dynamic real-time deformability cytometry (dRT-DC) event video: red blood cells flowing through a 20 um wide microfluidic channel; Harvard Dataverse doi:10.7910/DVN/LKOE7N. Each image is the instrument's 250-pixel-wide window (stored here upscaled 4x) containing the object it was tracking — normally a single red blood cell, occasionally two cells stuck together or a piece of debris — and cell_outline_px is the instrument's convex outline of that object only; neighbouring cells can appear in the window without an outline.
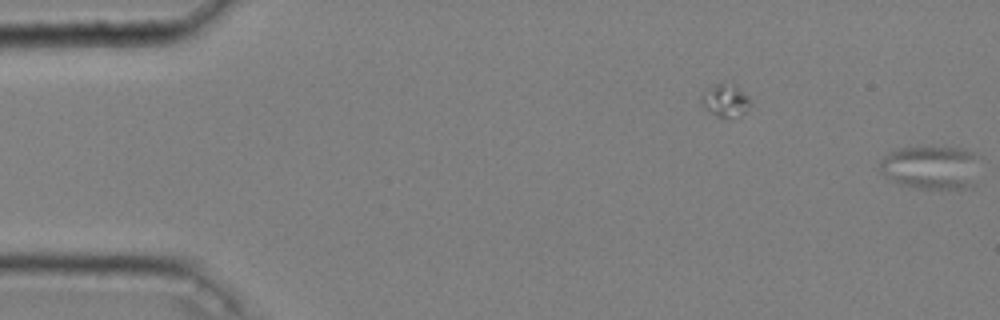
{"species": "common noctule bat (a hibernating species)", "species_latin": "Nyctalus noctula", "temperature_condition": "cold", "stored_images_in_passage": 10, "segment_of_instrument_passage": [2, 2], "camera_frame_rate_fps": 3000, "um_per_image_px": 0.085, "animal": {"sex": "male", "body_mass_g": 20.4}, "frame": {"image": 1, "passage_image": 10, "time_ms": 3.0, "image_size_px": [1000, 320], "cell_outline_px": [[984, 156], [972, 184], [960, 188], [916, 188], [888, 180], [880, 172], [880, 160], [888, 152], [896, 148], [964, 148]], "centroid_in_image_um": [79.16, 14.21], "position_along_channel_um": 5.8, "area_um2": 25.66}}